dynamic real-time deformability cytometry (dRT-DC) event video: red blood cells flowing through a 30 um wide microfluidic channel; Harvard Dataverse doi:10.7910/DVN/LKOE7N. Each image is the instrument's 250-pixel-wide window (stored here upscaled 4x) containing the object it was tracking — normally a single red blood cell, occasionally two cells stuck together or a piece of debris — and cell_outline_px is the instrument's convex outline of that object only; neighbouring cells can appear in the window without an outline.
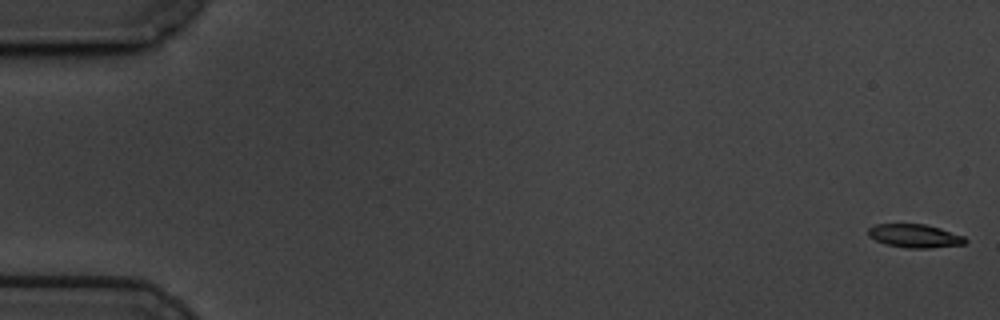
{"species": "common noctule bat (a hibernating species)", "species_latin": "Nyctalus noctula", "temperature_condition": "cold", "stored_images_in_passage": 60, "camera_frame_rate_fps": 3000, "um_per_image_px": 0.085, "animal": {"sex": "male", "body_mass_g": 19.5, "forearm_length_mm": 54.6}, "frame": {"image": 1, "passage_image": 1, "time_ms": 0.0, "image_size_px": [1000, 320], "cell_outline_px": [[968, 240], [964, 244], [928, 248], [908, 248], [888, 244], [876, 240], [868, 236], [868, 228], [876, 224], [924, 224], [940, 228], [964, 236]], "centroid_in_image_um": [77.76, 20.04], "position_along_channel_um": 7.2, "area_um2": 13.12}}
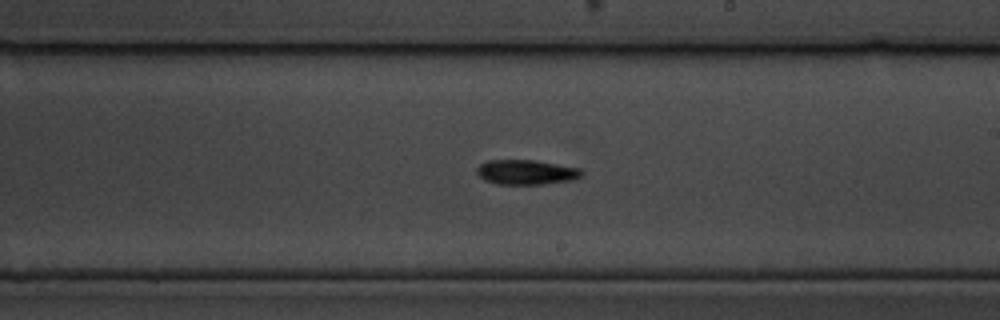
{"frame": {"image": 2, "passage_image": 35, "time_ms": 11.333, "image_size_px": [1000, 320], "cell_outline_px": [[584, 176], [576, 180], [544, 184], [496, 184], [484, 180], [476, 172], [476, 168], [480, 164], [488, 160], [532, 160], [584, 168]], "centroid_in_image_um": [44.81, 14.64], "position_along_channel_um": 244.2, "area_um2": 15.49}}
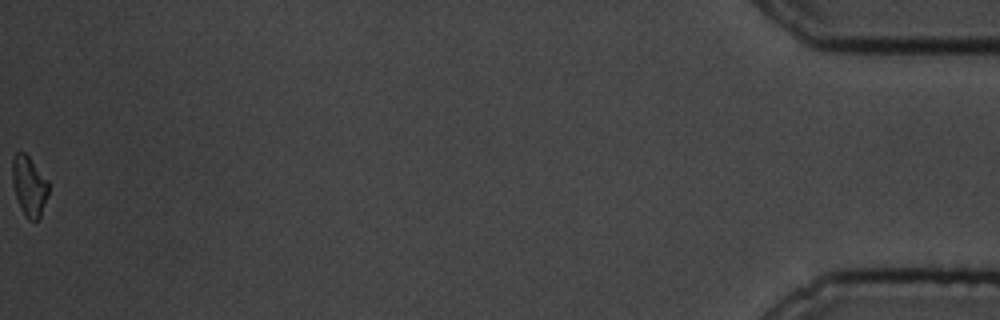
{"frame": {"image": 3, "passage_image": 60, "time_ms": 19.667, "image_size_px": [1000, 320], "cell_outline_px": [[48, 196], [40, 216], [36, 220], [28, 220], [24, 216], [20, 208], [12, 184], [12, 156], [16, 152], [24, 152], [28, 156], [48, 180]], "centroid_in_image_um": [2.46, 15.81], "position_along_channel_um": 432.7, "area_um2": 12.72}, "authors_computed_cell_mechanics": {"area_um2": 14.2188, "velocity_mm_per_s": 3.4102, "shape_relaxation_time_tau1_ms": 7.2331, "shape_relaxation_time_tau2_ms": null, "deformation_change_tau1": 0.1957, "deformation_change_tau2": null}}